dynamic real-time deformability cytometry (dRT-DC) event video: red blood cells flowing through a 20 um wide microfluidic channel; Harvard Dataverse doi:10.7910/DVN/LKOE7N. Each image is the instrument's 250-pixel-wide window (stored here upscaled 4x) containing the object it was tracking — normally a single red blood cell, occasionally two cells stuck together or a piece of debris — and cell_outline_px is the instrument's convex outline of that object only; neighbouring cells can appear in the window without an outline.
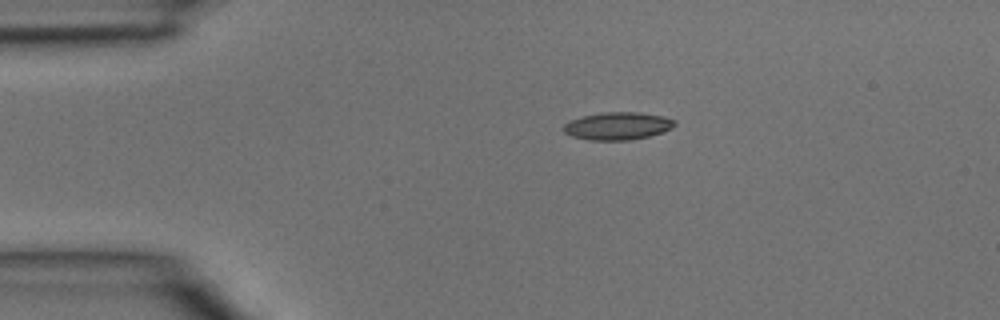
{"species": "common noctule bat (a hibernating species)", "species_latin": "Nyctalus noctula", "temperature_condition": "room temperature", "stored_images_in_passage": 1, "camera_frame_rate_fps": 3000, "um_per_image_px": 0.085, "animal": {"sex": "male", "body_mass_g": 15.6}, "frame": {"image": 1, "passage_image": 1, "time_ms": 0.0, "image_size_px": [1000, 320], "cell_outline_px": [[676, 124], [672, 128], [664, 132], [648, 136], [628, 140], [588, 140], [572, 136], [564, 132], [564, 124], [572, 120], [584, 116], [604, 112], [640, 112], [664, 116], [676, 120]], "centroid_in_image_um": [52.55, 10.7], "position_along_channel_um": 32.4, "area_um2": 17.86}}